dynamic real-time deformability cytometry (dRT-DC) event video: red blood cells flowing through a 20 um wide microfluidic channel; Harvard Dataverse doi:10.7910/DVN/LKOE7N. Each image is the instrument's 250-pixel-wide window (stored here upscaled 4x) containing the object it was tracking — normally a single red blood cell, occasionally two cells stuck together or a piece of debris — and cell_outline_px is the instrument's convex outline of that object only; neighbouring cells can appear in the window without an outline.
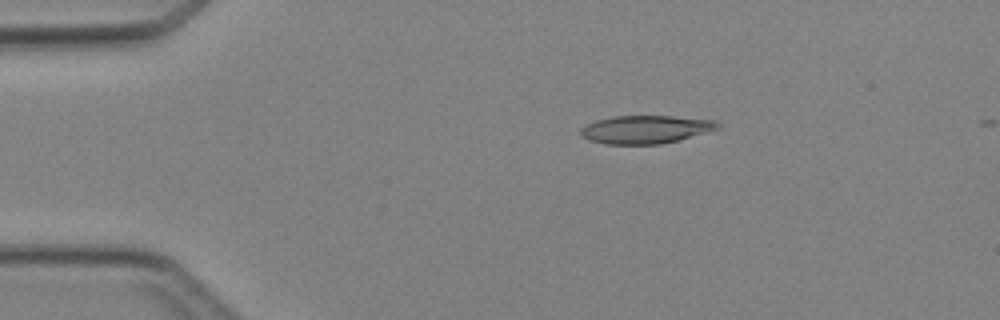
{"species": "Egyptian fruit bat (a non-hibernating species)", "species_latin": "Rousettus aegyptiacus", "temperature_condition": "cold", "stored_images_in_passage": 2, "camera_frame_rate_fps": 3000, "um_per_image_px": 0.085, "animal": {"sex": "female"}, "frame": {"image": 1, "passage_image": 1, "time_ms": 0.0, "image_size_px": [1000, 320], "cell_outline_px": [[720, 128], [708, 132], [680, 140], [660, 144], [604, 144], [588, 140], [580, 136], [580, 128], [596, 120], [612, 116], [672, 116], [716, 120], [720, 124]], "centroid_in_image_um": [54.88, 11.0], "position_along_channel_um": 30.1, "area_um2": 22.66}}
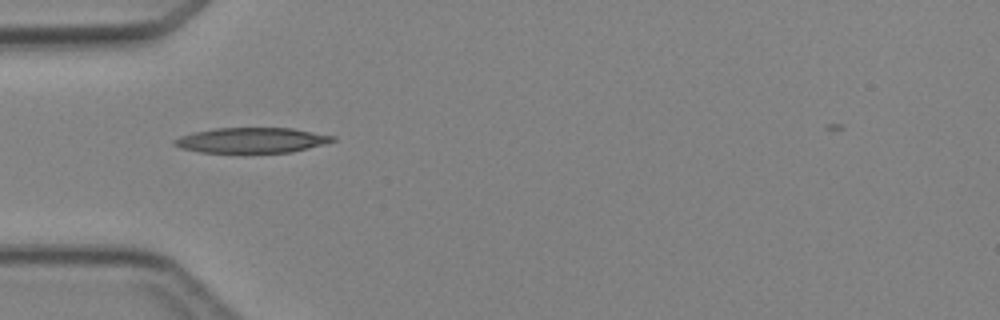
{"frame": {"image": 2, "passage_image": 2, "time_ms": 2.0, "image_size_px": [1000, 320], "cell_outline_px": [[336, 140], [324, 144], [292, 152], [240, 156], [200, 152], [180, 148], [172, 144], [172, 140], [180, 136], [196, 132], [216, 128], [292, 128], [336, 136]], "centroid_in_image_um": [21.36, 11.98], "position_along_channel_um": 63.6, "area_um2": 24.51}}